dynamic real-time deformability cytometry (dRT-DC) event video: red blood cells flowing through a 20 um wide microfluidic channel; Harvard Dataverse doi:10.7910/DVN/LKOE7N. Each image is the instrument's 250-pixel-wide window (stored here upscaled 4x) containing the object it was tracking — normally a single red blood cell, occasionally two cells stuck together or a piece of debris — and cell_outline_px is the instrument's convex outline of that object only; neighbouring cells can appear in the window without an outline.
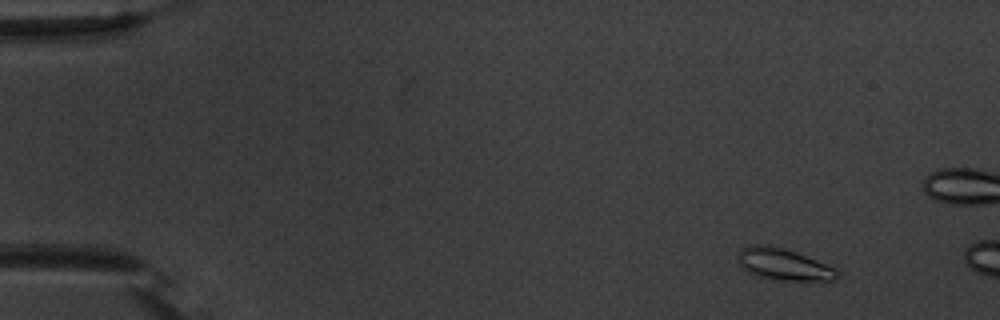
{"species": "common noctule bat (a hibernating species)", "species_latin": "Nyctalus noctula", "temperature_condition": "warm", "stored_images_in_passage": 10, "camera_frame_rate_fps": 3000, "um_per_image_px": 0.085, "animal": {"sex": "male", "body_mass_g": 20.1, "forearm_length_mm": 53.5}, "frame": {"image": 1, "passage_image": 5, "time_ms": 1.333, "image_size_px": [1000, 320], "cell_outline_px": [[840, 276], [832, 280], [780, 280], [760, 276], [748, 272], [736, 260], [740, 252], [744, 248], [752, 244], [768, 244], [784, 248], [796, 252], [836, 268], [840, 272]], "centroid_in_image_um": [66.62, 22.46], "position_along_channel_um": 18.4, "area_um2": 18.15}}